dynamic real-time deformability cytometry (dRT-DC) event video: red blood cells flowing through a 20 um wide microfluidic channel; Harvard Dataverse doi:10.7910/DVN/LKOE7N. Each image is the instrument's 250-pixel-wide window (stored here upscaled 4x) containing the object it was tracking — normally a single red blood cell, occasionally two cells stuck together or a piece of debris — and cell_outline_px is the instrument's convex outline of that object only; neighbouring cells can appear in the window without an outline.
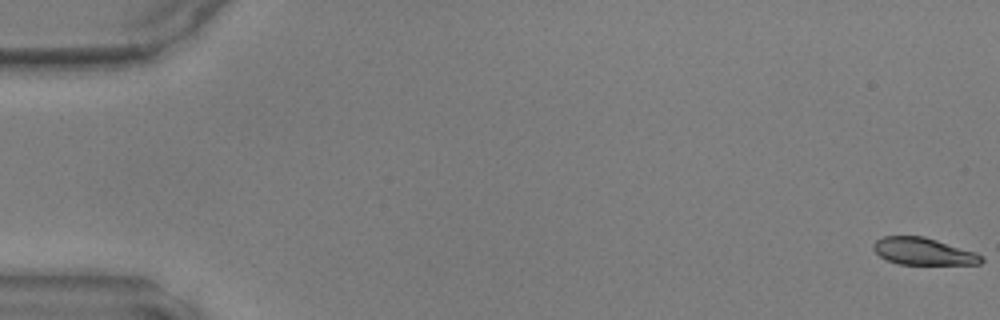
{"species": "common noctule bat (a hibernating species)", "species_latin": "Nyctalus noctula", "temperature_condition": "warm", "stored_images_in_passage": 9, "camera_frame_rate_fps": 3000, "um_per_image_px": 0.085, "animal": {"sex": "male", "body_mass_g": 17.9, "forearm_length_mm": 54.2}, "frame": {"image": 1, "passage_image": 1, "time_ms": 0.0, "image_size_px": [1000, 320], "cell_outline_px": [[984, 260], [980, 264], [900, 264], [888, 260], [880, 256], [872, 248], [872, 244], [876, 240], [884, 236], [924, 236], [976, 252], [984, 256]], "centroid_in_image_um": [78.5, 21.36], "position_along_channel_um": 6.5, "area_um2": 17.05}}